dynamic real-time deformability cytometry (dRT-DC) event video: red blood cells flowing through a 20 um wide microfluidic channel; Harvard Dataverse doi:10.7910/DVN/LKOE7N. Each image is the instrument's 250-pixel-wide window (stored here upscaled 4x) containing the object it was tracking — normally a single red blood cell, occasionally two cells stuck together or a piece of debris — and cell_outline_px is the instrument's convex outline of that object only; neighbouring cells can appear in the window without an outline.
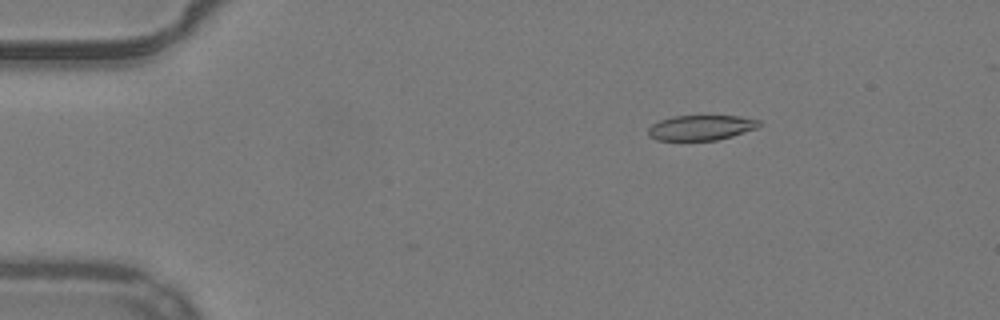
{"species": "common noctule bat (a hibernating species)", "species_latin": "Nyctalus noctula", "temperature_condition": "warm", "stored_images_in_passage": 52, "camera_frame_rate_fps": 3000, "um_per_image_px": 0.085, "animal": {"sex": "male", "body_mass_g": 19.2, "forearm_length_mm": 51.8}, "frame": {"image": 1, "passage_image": 8, "time_ms": 2.333, "image_size_px": [1000, 320], "cell_outline_px": [[760, 128], [732, 136], [716, 140], [656, 140], [648, 136], [648, 128], [652, 124], [660, 120], [672, 116], [740, 116], [760, 120]], "centroid_in_image_um": [59.6, 10.85], "position_along_channel_um": 25.4, "area_um2": 16.36}}
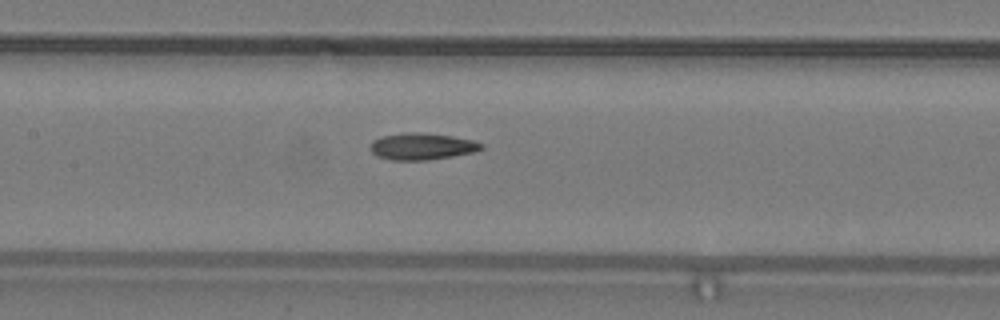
{"frame": {"image": 2, "passage_image": 25, "time_ms": 8.0, "image_size_px": [1000, 320], "cell_outline_px": [[484, 148], [476, 152], [428, 160], [392, 160], [376, 156], [368, 148], [372, 140], [380, 136], [408, 132], [420, 132], [452, 136], [472, 140], [484, 144]], "centroid_in_image_um": [35.84, 12.44], "position_along_channel_um": 171.6, "area_um2": 17.51}}
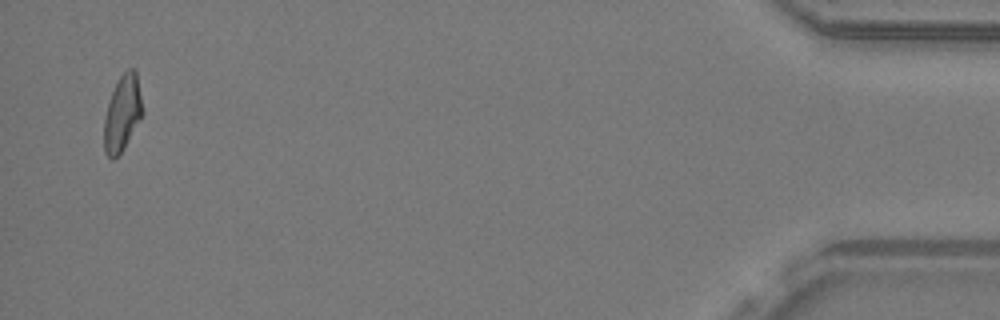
{"frame": {"image": 3, "passage_image": 51, "time_ms": 16.667, "image_size_px": [1000, 320], "cell_outline_px": [[144, 112], [124, 148], [112, 160], [104, 152], [104, 116], [112, 92], [120, 76], [128, 68], [136, 68]], "centroid_in_image_um": [10.41, 9.6], "position_along_channel_um": 424.8, "area_um2": 16.99}, "authors_computed_cell_mechanics": {"area_um2": 17.2822, "velocity_mm_per_s": 3.9294, "shape_relaxation_time_tau1_ms": null, "shape_relaxation_time_tau2_ms": 4.1854, "deformation_change_tau1": null, "deformation_change_tau2": 0.1184}}